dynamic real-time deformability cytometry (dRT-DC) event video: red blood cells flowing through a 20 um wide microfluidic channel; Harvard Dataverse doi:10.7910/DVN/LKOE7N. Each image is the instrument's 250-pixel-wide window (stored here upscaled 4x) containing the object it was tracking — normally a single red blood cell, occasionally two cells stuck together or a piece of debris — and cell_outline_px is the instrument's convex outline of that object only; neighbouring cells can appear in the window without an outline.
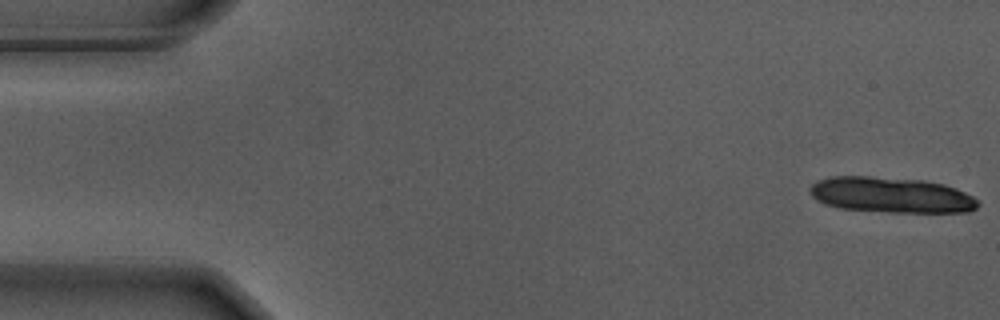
{"species": "Egyptian fruit bat (a non-hibernating species)", "species_latin": "Rousettus aegyptiacus", "temperature_condition": "warm", "stored_images_in_passage": 5, "camera_frame_rate_fps": 3000, "um_per_image_px": 0.085, "animal": {"sex": "male"}, "frame": {"image": 1, "passage_image": 1, "time_ms": 0.0, "image_size_px": [1000, 320], "cell_outline_px": [[980, 204], [976, 208], [968, 212], [888, 212], [840, 208], [824, 204], [816, 200], [812, 196], [808, 188], [812, 184], [820, 180], [832, 176], [868, 176], [924, 180], [944, 184], [956, 188], [980, 200]], "centroid_in_image_um": [75.76, 16.57], "position_along_channel_um": 9.2, "area_um2": 35.03}}